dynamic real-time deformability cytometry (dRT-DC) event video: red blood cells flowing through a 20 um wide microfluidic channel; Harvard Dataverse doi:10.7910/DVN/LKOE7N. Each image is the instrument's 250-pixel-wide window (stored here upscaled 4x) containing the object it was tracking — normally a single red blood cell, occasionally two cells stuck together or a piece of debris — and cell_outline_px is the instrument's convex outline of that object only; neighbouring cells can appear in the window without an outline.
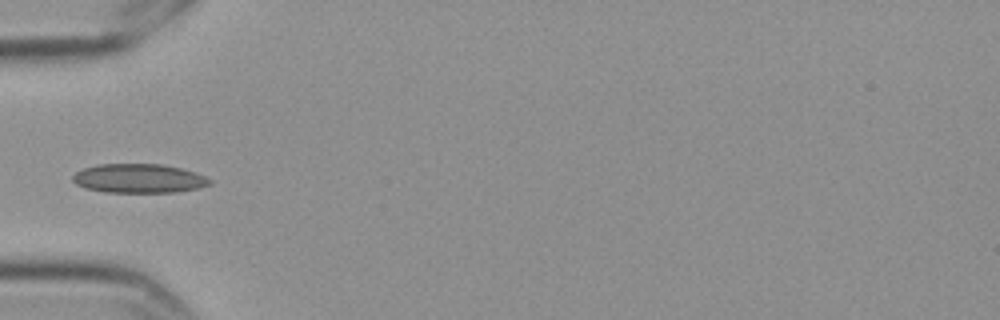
{"species": "Egyptian fruit bat (a non-hibernating species)", "species_latin": "Rousettus aegyptiacus", "temperature_condition": "cold", "stored_images_in_passage": 9, "camera_frame_rate_fps": 3000, "um_per_image_px": 0.085, "frame": {"image": 1, "passage_image": 6, "time_ms": 1.667, "image_size_px": [1000, 320], "cell_outline_px": [[212, 184], [200, 188], [176, 192], [104, 192], [88, 188], [76, 184], [72, 180], [72, 176], [76, 172], [84, 168], [96, 164], [164, 164], [196, 172], [212, 180]], "centroid_in_image_um": [11.83, 15.16], "position_along_channel_um": 73.2, "area_um2": 23.29}}
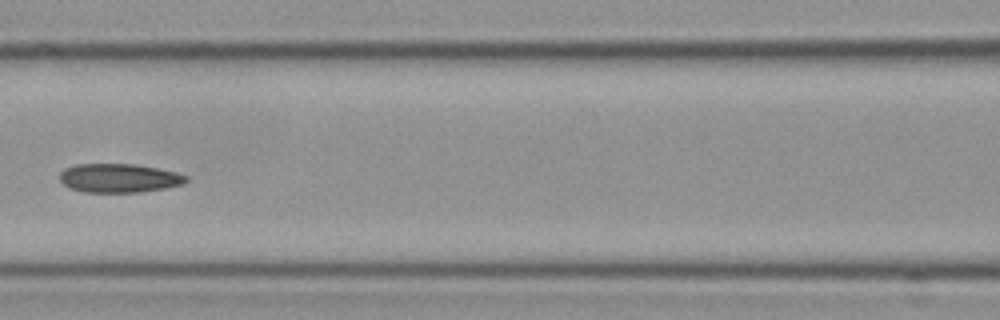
{"frame": {"image": 2, "passage_image": 8, "time_ms": 2.333, "image_size_px": [1000, 320], "cell_outline_px": [[188, 180], [184, 184], [168, 188], [140, 192], [84, 192], [68, 188], [60, 180], [60, 172], [64, 168], [76, 164], [132, 164], [156, 168], [176, 172], [188, 176]], "centroid_in_image_um": [10.12, 15.14], "position_along_channel_um": 156.5, "area_um2": 21.39}}
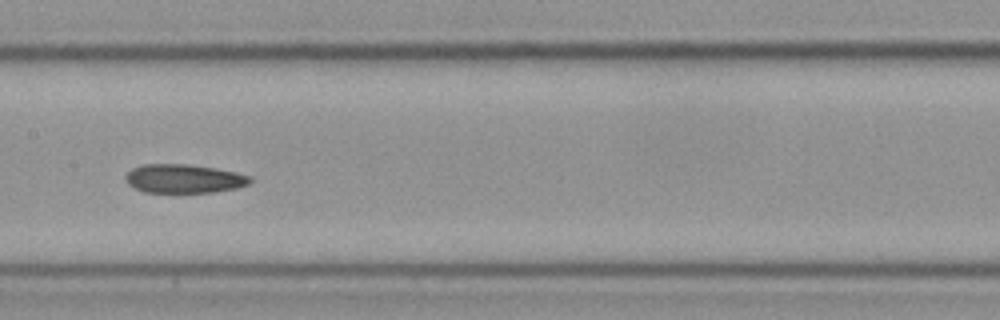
{"frame": {"image": 3, "passage_image": 9, "time_ms": 2.667, "image_size_px": [1000, 320], "cell_outline_px": [[252, 180], [248, 184], [236, 188], [212, 192], [144, 192], [128, 184], [124, 180], [124, 176], [132, 168], [144, 164], [188, 164], [236, 172], [252, 176]], "centroid_in_image_um": [15.61, 15.18], "position_along_channel_um": 191.8, "area_um2": 20.81}}